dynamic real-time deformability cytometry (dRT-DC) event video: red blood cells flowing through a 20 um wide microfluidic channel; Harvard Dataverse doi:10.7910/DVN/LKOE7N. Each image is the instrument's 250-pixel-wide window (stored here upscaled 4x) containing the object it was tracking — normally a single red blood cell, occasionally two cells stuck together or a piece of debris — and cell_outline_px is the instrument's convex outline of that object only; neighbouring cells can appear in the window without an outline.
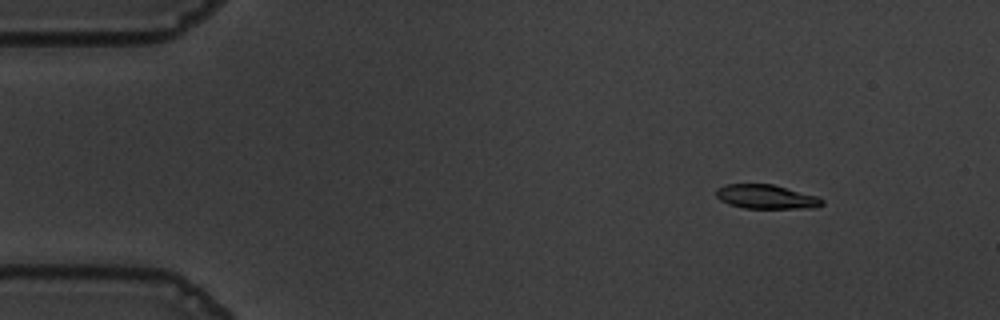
{"species": "common noctule bat (a hibernating species)", "species_latin": "Nyctalus noctula", "temperature_condition": "warm", "stored_images_in_passage": 56, "camera_frame_rate_fps": 3000, "um_per_image_px": 0.085, "animal": {"sex": "male", "body_mass_g": 19.5, "forearm_length_mm": 54.6}, "frame": {"image": 1, "passage_image": 7, "time_ms": 2.0, "image_size_px": [1000, 320], "cell_outline_px": [[824, 204], [816, 208], [744, 208], [728, 204], [720, 200], [716, 196], [716, 188], [724, 184], [772, 184], [816, 196], [824, 200]], "centroid_in_image_um": [65.1, 16.73], "position_along_channel_um": 19.9, "area_um2": 14.91}}
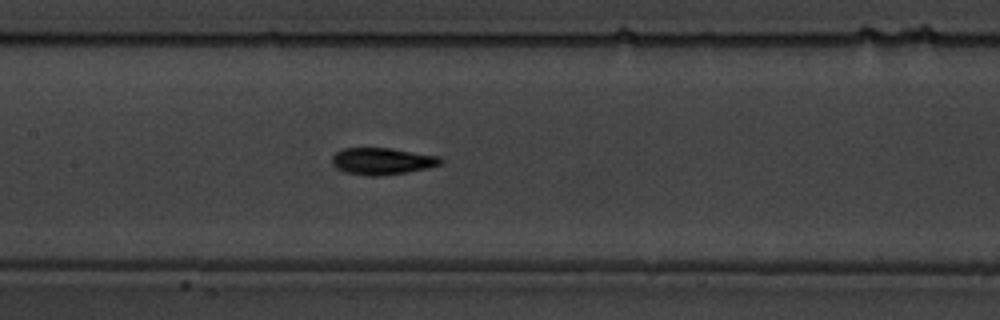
{"frame": {"image": 2, "passage_image": 27, "time_ms": 8.667, "image_size_px": [1000, 320], "cell_outline_px": [[444, 160], [440, 164], [428, 168], [408, 172], [376, 176], [368, 176], [344, 172], [336, 168], [332, 164], [332, 156], [336, 152], [344, 148], [392, 148], [440, 156]], "centroid_in_image_um": [32.49, 13.7], "position_along_channel_um": 174.9, "area_um2": 17.11}}
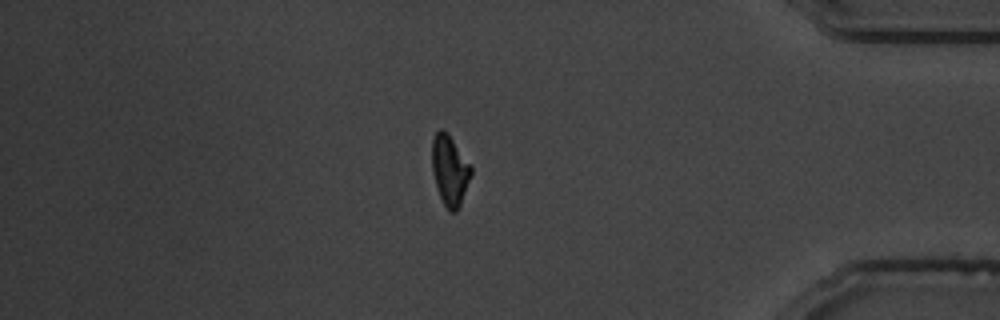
{"frame": {"image": 3, "passage_image": 48, "time_ms": 15.667, "image_size_px": [1000, 320], "cell_outline_px": [[472, 172], [460, 204], [456, 212], [448, 212], [440, 196], [436, 184], [432, 168], [432, 140], [436, 132], [440, 128], [448, 132], [472, 168]], "centroid_in_image_um": [38.22, 14.45], "position_along_channel_um": 397.0, "area_um2": 15.72}}